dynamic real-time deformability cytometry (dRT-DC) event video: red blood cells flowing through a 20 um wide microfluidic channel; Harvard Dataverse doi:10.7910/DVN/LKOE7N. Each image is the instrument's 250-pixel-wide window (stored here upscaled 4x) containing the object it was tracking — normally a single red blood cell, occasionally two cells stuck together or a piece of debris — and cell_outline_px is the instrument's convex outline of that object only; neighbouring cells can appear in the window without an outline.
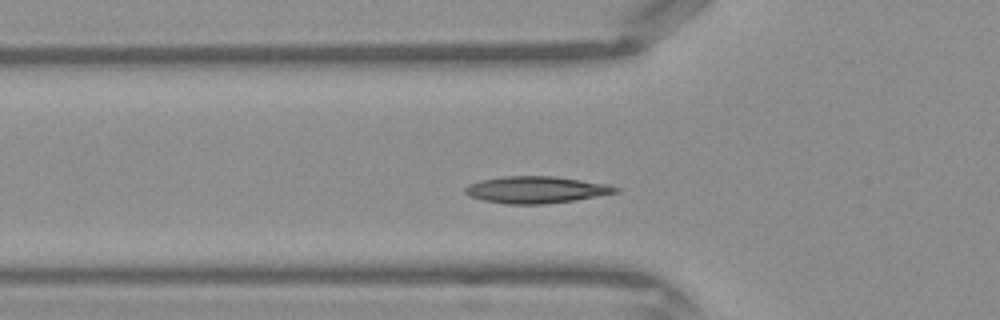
{"species": "Egyptian fruit bat (a non-hibernating species)", "species_latin": "Rousettus aegyptiacus", "temperature_condition": "warm", "stored_images_in_passage": 40, "segment_of_instrument_passage": [1, 2], "camera_frame_rate_fps": 3000, "um_per_image_px": 0.085, "frame": {"image": 1, "passage_image": 10, "time_ms": 3.0, "image_size_px": [1000, 320], "cell_outline_px": [[620, 192], [576, 200], [544, 204], [508, 204], [484, 200], [472, 196], [464, 192], [464, 188], [468, 184], [480, 180], [504, 176], [552, 176], [608, 184], [620, 188]], "centroid_in_image_um": [45.59, 16.12], "position_along_channel_um": 80.2, "area_um2": 23.47}}
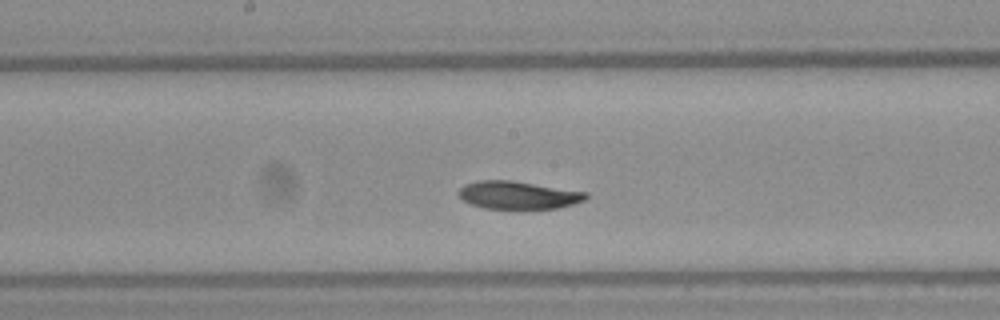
{"frame": {"image": 2, "passage_image": 18, "time_ms": 5.667, "image_size_px": [1000, 320], "cell_outline_px": [[588, 196], [584, 200], [560, 208], [484, 208], [472, 204], [464, 200], [460, 196], [460, 188], [464, 184], [476, 180], [512, 180], [588, 192]], "centroid_in_image_um": [44.06, 16.56], "position_along_channel_um": 204.1, "area_um2": 20.46}}
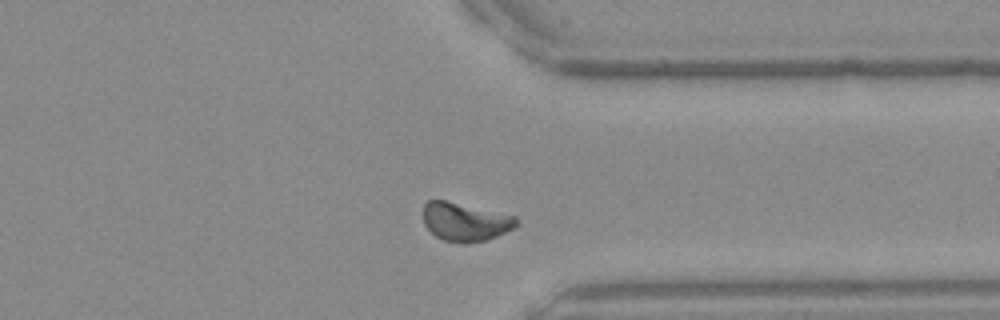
{"frame": {"image": 3, "passage_image": 29, "time_ms": 9.333, "image_size_px": [1000, 320], "cell_outline_px": [[520, 224], [516, 228], [496, 236], [484, 240], [468, 244], [460, 244], [444, 240], [436, 236], [424, 224], [424, 204], [428, 200], [444, 200], [516, 216]], "centroid_in_image_um": [39.57, 18.87], "position_along_channel_um": 371.8, "area_um2": 20.92}}